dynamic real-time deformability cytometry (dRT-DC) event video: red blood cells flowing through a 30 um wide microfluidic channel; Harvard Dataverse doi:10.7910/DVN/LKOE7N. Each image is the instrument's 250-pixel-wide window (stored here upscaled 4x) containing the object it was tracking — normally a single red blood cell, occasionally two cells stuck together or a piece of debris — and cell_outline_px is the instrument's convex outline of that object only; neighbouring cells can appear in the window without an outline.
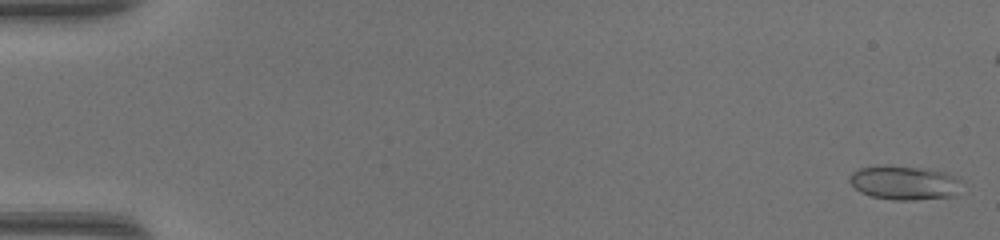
{"species": "common noctule bat (a hibernating species)", "species_latin": "Nyctalus noctula", "temperature_condition": "warm", "stored_images_in_passage": 13, "camera_frame_rate_fps": 3000, "um_per_image_px": 0.085, "animal": {"sex": "female", "body_mass_g": 17.0, "forearm_length_mm": 48.0}, "frame": {"image": 1, "passage_image": 1, "time_ms": 0.0, "image_size_px": [1000, 240], "cell_outline_px": [[964, 180], [956, 192], [952, 196], [912, 200], [896, 200], [872, 196], [860, 192], [848, 180], [848, 176], [852, 172], [860, 168], [884, 164], [928, 168], [944, 172], [956, 176]], "centroid_in_image_um": [76.86, 15.5], "position_along_channel_um": 8.1, "area_um2": 22.54}}